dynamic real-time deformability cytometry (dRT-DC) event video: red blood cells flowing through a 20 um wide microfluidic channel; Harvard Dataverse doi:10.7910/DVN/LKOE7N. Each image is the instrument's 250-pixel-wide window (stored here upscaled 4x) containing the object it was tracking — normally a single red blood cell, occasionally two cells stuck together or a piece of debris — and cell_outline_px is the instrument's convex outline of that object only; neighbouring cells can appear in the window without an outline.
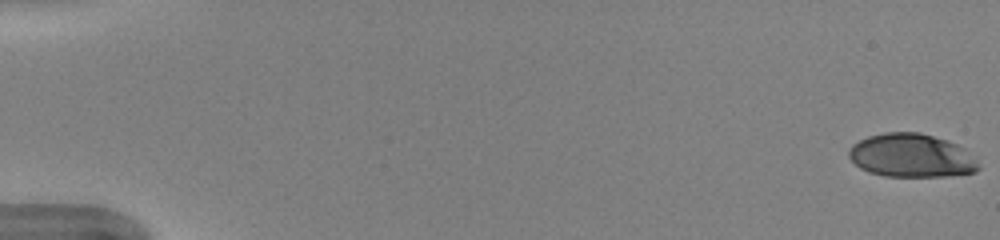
{"species": "human", "species_latin": "Homo sapiens", "temperature_condition": "warm", "stored_images_in_passage": 16, "camera_frame_rate_fps": 3000, "um_per_image_px": 0.085, "donor": {"sex": "female"}, "frame": {"image": 1, "passage_image": 1, "time_ms": 0.0, "image_size_px": [1000, 240], "cell_outline_px": [[980, 168], [976, 172], [948, 176], [884, 176], [868, 172], [860, 168], [848, 156], [848, 152], [852, 144], [868, 136], [884, 132], [920, 132], [948, 140], [964, 148], [976, 160]], "centroid_in_image_um": [77.46, 13.22], "position_along_channel_um": 7.5, "area_um2": 32.95}}